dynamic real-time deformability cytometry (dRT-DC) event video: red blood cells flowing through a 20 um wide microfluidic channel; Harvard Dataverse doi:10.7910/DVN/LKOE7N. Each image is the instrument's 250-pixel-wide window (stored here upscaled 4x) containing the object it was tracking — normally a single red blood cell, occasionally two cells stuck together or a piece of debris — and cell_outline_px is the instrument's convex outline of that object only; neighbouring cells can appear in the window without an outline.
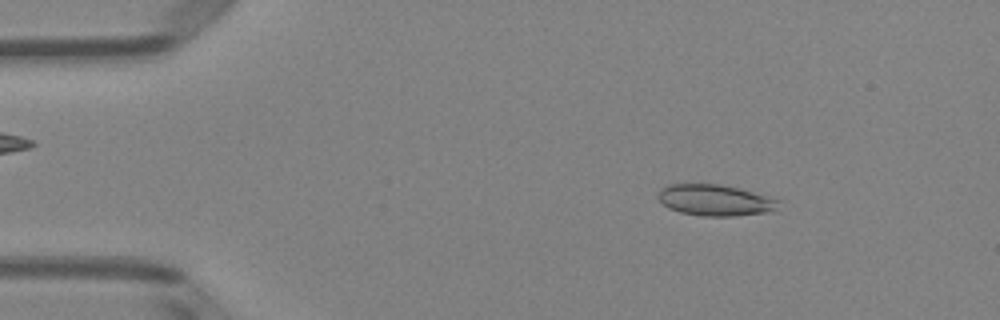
{"species": "Egyptian fruit bat (a non-hibernating species)", "species_latin": "Rousettus aegyptiacus", "temperature_condition": "room temperature", "stored_images_in_passage": 50, "camera_frame_rate_fps": 3000, "um_per_image_px": 0.085, "animal": {"sex": "female"}, "frame": {"image": 1, "passage_image": 7, "time_ms": 2.0, "image_size_px": [1000, 320], "cell_outline_px": [[784, 200], [772, 212], [732, 216], [700, 216], [680, 212], [668, 208], [656, 196], [660, 188], [668, 184], [720, 184], [740, 188]], "centroid_in_image_um": [60.82, 17.01], "position_along_channel_um": 24.2, "area_um2": 22.31}}
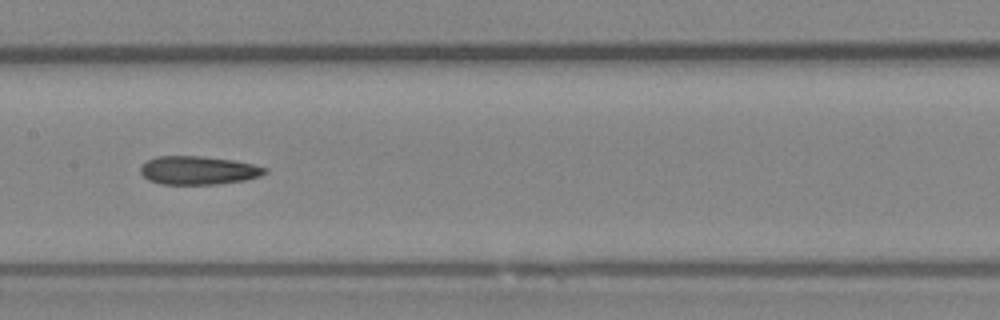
{"frame": {"image": 2, "passage_image": 25, "time_ms": 8.0, "image_size_px": [1000, 320], "cell_outline_px": [[268, 172], [260, 176], [244, 180], [216, 184], [160, 184], [148, 180], [140, 172], [140, 168], [148, 160], [156, 156], [200, 156], [232, 160], [252, 164], [268, 168]], "centroid_in_image_um": [16.85, 14.48], "position_along_channel_um": 190.5, "area_um2": 20.52}}
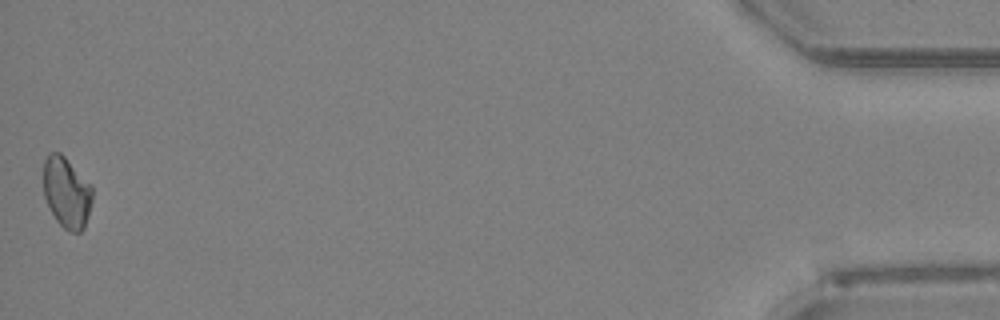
{"frame": {"image": 3, "passage_image": 50, "time_ms": 16.333, "image_size_px": [1000, 320], "cell_outline_px": [[92, 200], [88, 216], [84, 228], [80, 232], [72, 232], [64, 228], [56, 220], [44, 196], [44, 160], [48, 152], [60, 152], [92, 184]], "centroid_in_image_um": [5.68, 16.34], "position_along_channel_um": 429.5, "area_um2": 20.23}, "authors_computed_cell_mechanics": {"area_um2": 21.0392, "velocity_mm_per_s": 3.9935, "shape_relaxation_time_tau1_ms": 7.1388, "shape_relaxation_time_tau2_ms": 4.7368, "deformation_change_tau1": 0.1441, "deformation_change_tau2": 0.1183}}